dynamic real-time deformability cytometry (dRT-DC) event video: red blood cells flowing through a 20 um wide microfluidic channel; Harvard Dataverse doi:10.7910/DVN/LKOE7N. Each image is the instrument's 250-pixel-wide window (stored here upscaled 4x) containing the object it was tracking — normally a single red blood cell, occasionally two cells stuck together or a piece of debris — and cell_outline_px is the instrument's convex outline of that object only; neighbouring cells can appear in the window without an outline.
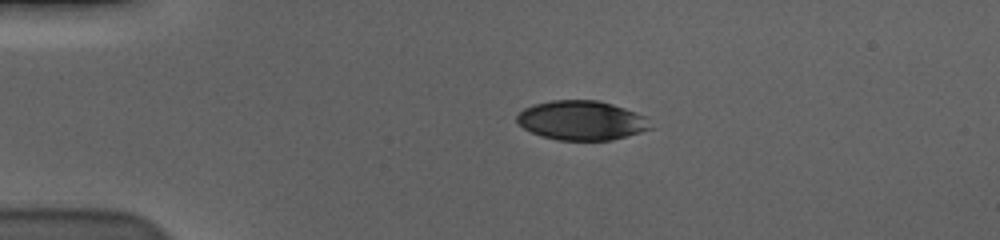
{"species": "human", "species_latin": "Homo sapiens", "temperature_condition": "cold", "stored_images_in_passage": 46, "camera_frame_rate_fps": 3000, "um_per_image_px": 0.085, "donor": {"sex": "male"}, "frame": {"image": 1, "passage_image": 1, "time_ms": 0.0, "image_size_px": [1000, 240], "cell_outline_px": [[652, 128], [640, 132], [612, 140], [556, 140], [540, 136], [524, 128], [516, 120], [516, 116], [524, 108], [532, 104], [552, 100], [596, 100], [612, 104], [636, 112], [644, 116]], "centroid_in_image_um": [49.4, 10.23], "position_along_channel_um": 35.6, "area_um2": 30.52}}
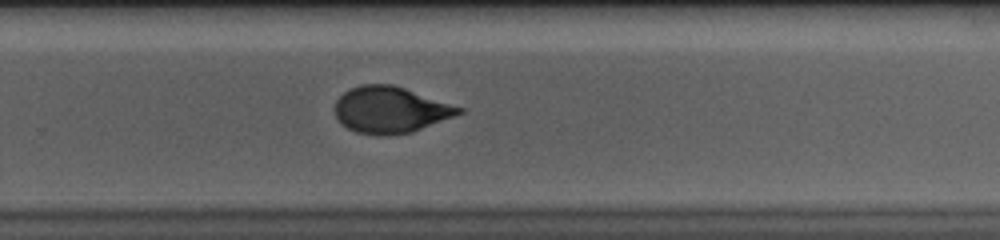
{"frame": {"image": 2, "passage_image": 27, "time_ms": 8.667, "image_size_px": [1000, 240], "cell_outline_px": [[464, 112], [412, 132], [388, 136], [376, 136], [356, 132], [340, 124], [336, 116], [336, 100], [344, 92], [360, 84], [392, 84], [464, 108]], "centroid_in_image_um": [33.16, 9.35], "position_along_channel_um": 296.6, "area_um2": 33.41}}
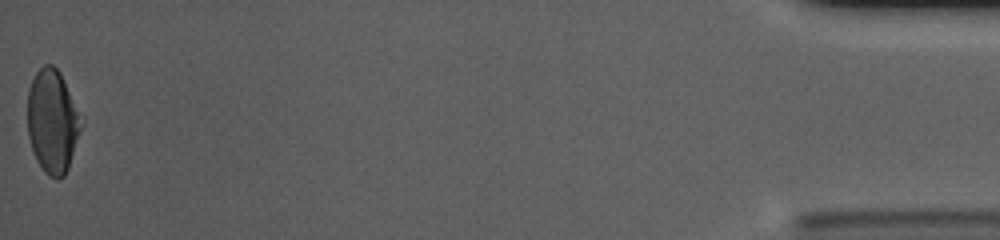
{"frame": {"image": 3, "passage_image": 46, "time_ms": 15.0, "image_size_px": [1000, 240], "cell_outline_px": [[84, 120], [68, 168], [64, 176], [60, 180], [56, 180], [48, 176], [44, 172], [36, 160], [28, 136], [28, 92], [32, 80], [36, 72], [44, 64], [52, 64], [60, 72], [84, 116]], "centroid_in_image_um": [4.49, 10.31], "position_along_channel_um": 430.7, "area_um2": 32.89}, "authors_computed_cell_mechanics": {"area_um2": 33.4951, "velocity_mm_per_s": 3.5832, "shape_relaxation_time_tau1_ms": 5.8932, "shape_relaxation_time_tau2_ms": 1.1059, "deformation_change_tau1": 0.1911, "deformation_change_tau2": 0.0556}}